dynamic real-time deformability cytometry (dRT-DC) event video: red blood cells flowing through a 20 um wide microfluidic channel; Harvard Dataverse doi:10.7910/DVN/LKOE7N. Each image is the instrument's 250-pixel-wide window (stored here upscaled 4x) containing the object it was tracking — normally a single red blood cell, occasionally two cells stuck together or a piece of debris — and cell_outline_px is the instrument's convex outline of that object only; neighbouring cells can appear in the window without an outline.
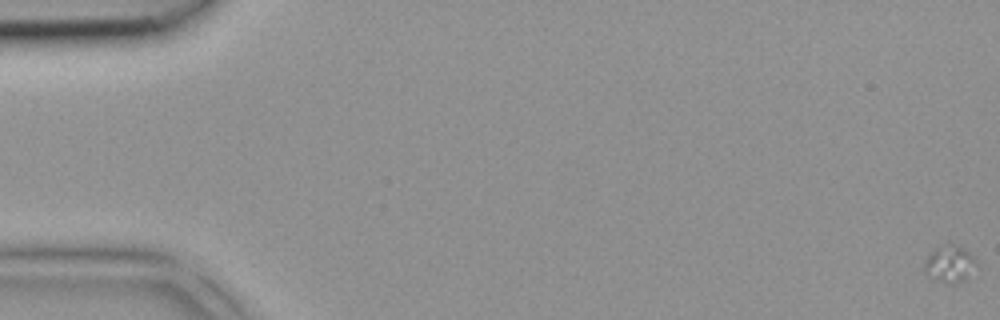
{"species": "common noctule bat (a hibernating species)", "species_latin": "Nyctalus noctula", "temperature_condition": "room temperature", "stored_images_in_passage": 3, "camera_frame_rate_fps": 3000, "um_per_image_px": 0.085, "animal": {"sex": "female", "body_mass_g": 18.4}, "frame": {"image": 1, "passage_image": 1, "time_ms": 0.0, "image_size_px": [1000, 320], "cell_outline_px": [[976, 260], [964, 280], [956, 284], [940, 280], [924, 272], [924, 260], [940, 244], [948, 240], [964, 248]], "centroid_in_image_um": [80.68, 22.35], "position_along_channel_um": 4.3, "area_um2": 10.87}}